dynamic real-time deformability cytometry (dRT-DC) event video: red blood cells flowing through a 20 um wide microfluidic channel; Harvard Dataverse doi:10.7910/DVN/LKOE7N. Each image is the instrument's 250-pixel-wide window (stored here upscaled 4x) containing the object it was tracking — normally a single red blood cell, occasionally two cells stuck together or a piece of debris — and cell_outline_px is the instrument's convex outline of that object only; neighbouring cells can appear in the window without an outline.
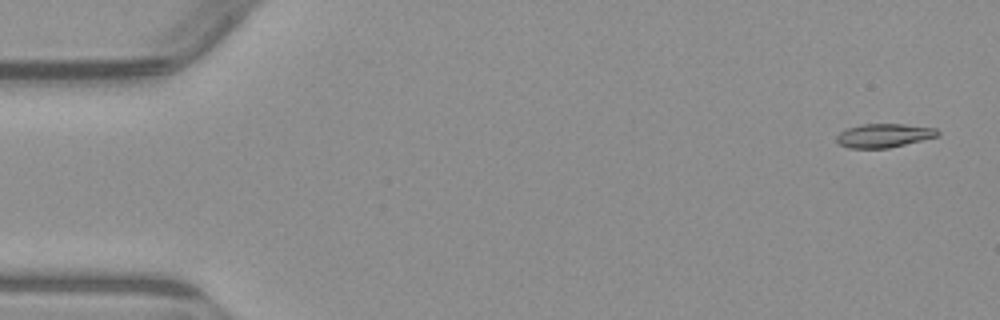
{"species": "common noctule bat (a hibernating species)", "species_latin": "Nyctalus noctula", "temperature_condition": "warm", "stored_images_in_passage": 4, "camera_frame_rate_fps": 3000, "um_per_image_px": 0.085, "animal": {"sex": "male", "body_mass_g": 23.1, "forearm_length_mm": 52.7}, "frame": {"image": 1, "passage_image": 1, "time_ms": 0.0, "image_size_px": [1000, 320], "cell_outline_px": [[940, 136], [888, 148], [848, 148], [840, 144], [836, 140], [836, 136], [840, 132], [848, 128], [860, 124], [904, 124], [936, 128], [940, 132]], "centroid_in_image_um": [75.15, 11.52], "position_along_channel_um": 9.8, "area_um2": 14.05}}